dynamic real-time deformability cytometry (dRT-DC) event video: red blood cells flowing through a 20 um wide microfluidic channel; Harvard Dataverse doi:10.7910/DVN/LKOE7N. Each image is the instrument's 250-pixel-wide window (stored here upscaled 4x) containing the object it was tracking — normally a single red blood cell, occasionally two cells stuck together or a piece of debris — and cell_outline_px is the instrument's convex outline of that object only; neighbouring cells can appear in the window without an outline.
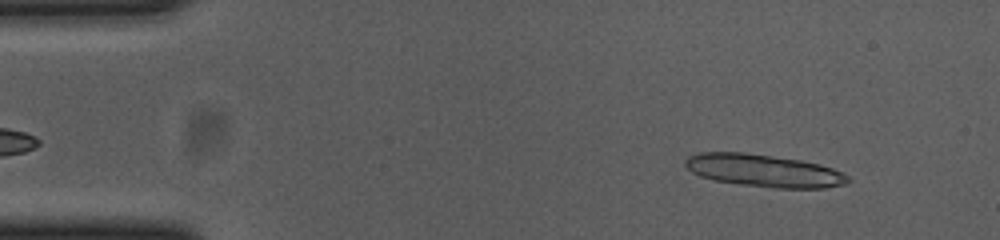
{"species": "common noctule bat (a hibernating species)", "species_latin": "Nyctalus noctula", "temperature_condition": "cold", "stored_images_in_passage": 51, "camera_frame_rate_fps": 3000, "um_per_image_px": 0.085, "animal": {"sex": "female", "body_mass_g": 23.0, "forearm_length_mm": 53.4}, "frame": {"image": 1, "passage_image": 5, "time_ms": 1.333, "image_size_px": [1000, 240], "cell_outline_px": [[852, 180], [848, 184], [828, 188], [772, 188], [740, 184], [716, 180], [700, 176], [692, 172], [684, 164], [684, 160], [688, 156], [700, 152], [744, 152], [800, 160], [820, 164], [844, 172]], "centroid_in_image_um": [64.98, 14.51], "position_along_channel_um": 20.0, "area_um2": 31.04}}
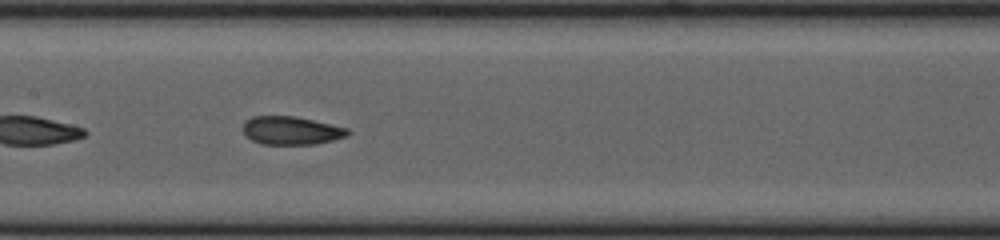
{"frame": {"image": 2, "passage_image": 26, "time_ms": 8.333, "image_size_px": [1000, 240], "cell_outline_px": [[352, 132], [348, 136], [316, 144], [260, 144], [252, 140], [244, 132], [244, 120], [252, 116], [296, 116], [348, 128]], "centroid_in_image_um": [24.78, 11.09], "position_along_channel_um": 182.6, "area_um2": 17.28}}
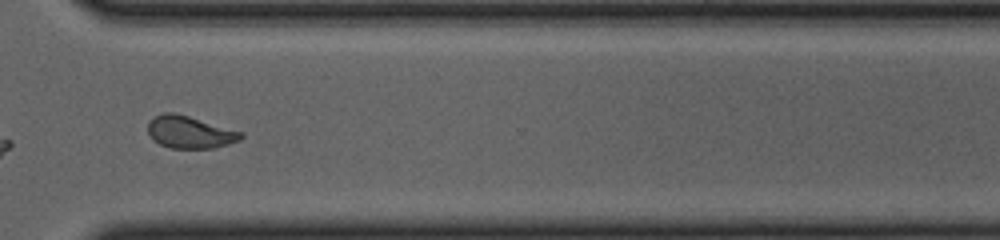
{"frame": {"image": 3, "passage_image": 40, "time_ms": 13.0, "image_size_px": [1000, 240], "cell_outline_px": [[244, 136], [240, 140], [228, 144], [212, 148], [172, 148], [160, 144], [152, 140], [148, 132], [148, 120], [152, 116], [164, 112], [176, 112], [244, 132]], "centroid_in_image_um": [16.12, 11.21], "position_along_channel_um": 354.5, "area_um2": 17.8}, "authors_computed_cell_mechanics": {"area_um2": 17.8602, "velocity_mm_per_s": 3.6845, "shape_relaxation_time_tau1_ms": null, "shape_relaxation_time_tau2_ms": 1.5127, "deformation_change_tau1": null, "deformation_change_tau2": 0.0799}}